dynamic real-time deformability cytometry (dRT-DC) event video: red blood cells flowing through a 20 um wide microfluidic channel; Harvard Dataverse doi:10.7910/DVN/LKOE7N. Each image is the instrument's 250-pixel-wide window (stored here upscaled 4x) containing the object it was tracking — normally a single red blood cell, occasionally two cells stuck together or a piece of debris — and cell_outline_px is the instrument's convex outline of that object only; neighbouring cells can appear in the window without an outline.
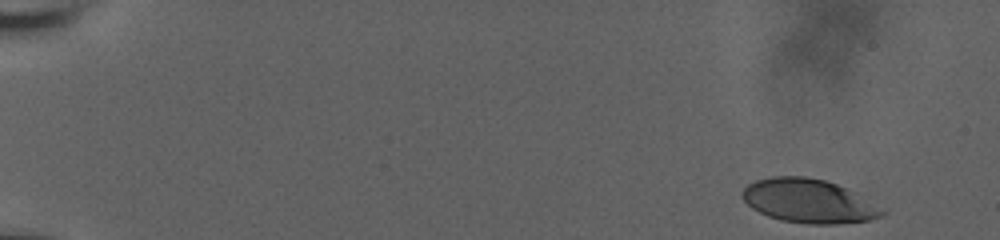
{"species": "human", "species_latin": "Homo sapiens", "temperature_condition": "room temperature", "stored_images_in_passage": 8, "camera_frame_rate_fps": 3000, "um_per_image_px": 0.085, "donor": {"sex": "male"}, "frame": {"image": 1, "passage_image": 1, "time_ms": 0.0, "image_size_px": [1000, 240], "cell_outline_px": [[888, 212], [884, 216], [868, 220], [836, 224], [808, 224], [780, 220], [768, 216], [752, 208], [744, 200], [740, 192], [748, 184], [756, 180], [772, 176], [804, 176], [824, 180], [836, 184], [856, 192]], "centroid_in_image_um": [68.74, 17.09], "position_along_channel_um": 16.3, "area_um2": 35.78}}
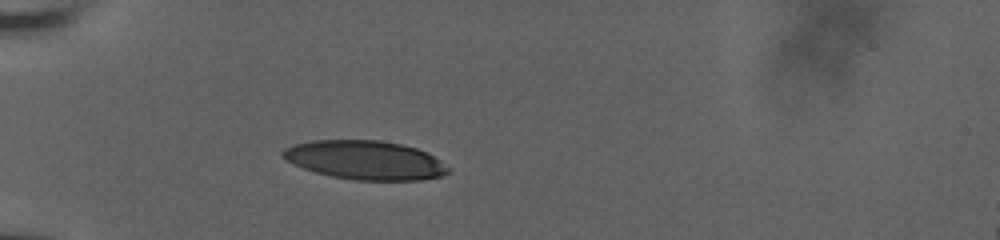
{"frame": {"image": 2, "passage_image": 6, "time_ms": 1.667, "image_size_px": [1000, 240], "cell_outline_px": [[452, 168], [448, 172], [440, 176], [424, 180], [352, 180], [332, 176], [316, 172], [304, 168], [280, 156], [280, 152], [284, 148], [292, 144], [312, 140], [380, 140], [400, 144], [416, 148], [440, 160]], "centroid_in_image_um": [31.03, 13.6], "position_along_channel_um": 54.0, "area_um2": 37.45}}
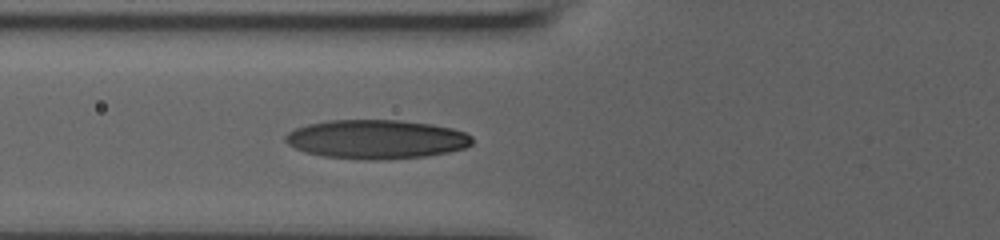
{"frame": {"image": 3, "passage_image": 8, "time_ms": 2.333, "image_size_px": [1000, 240], "cell_outline_px": [[472, 144], [464, 148], [448, 152], [428, 156], [388, 160], [364, 160], [324, 156], [304, 152], [288, 144], [284, 140], [284, 136], [288, 132], [296, 128], [308, 124], [328, 120], [400, 120], [432, 124], [452, 128], [464, 132], [472, 136]], "centroid_in_image_um": [31.99, 11.84], "position_along_channel_um": 93.8, "area_um2": 42.77}}